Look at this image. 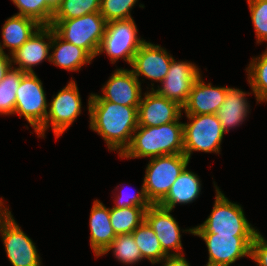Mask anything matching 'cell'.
<instances>
[{"instance_id": "30", "label": "cell", "mask_w": 267, "mask_h": 266, "mask_svg": "<svg viewBox=\"0 0 267 266\" xmlns=\"http://www.w3.org/2000/svg\"><path fill=\"white\" fill-rule=\"evenodd\" d=\"M19 9L17 15L27 16L40 25H51L55 11L46 0H11Z\"/></svg>"}, {"instance_id": "18", "label": "cell", "mask_w": 267, "mask_h": 266, "mask_svg": "<svg viewBox=\"0 0 267 266\" xmlns=\"http://www.w3.org/2000/svg\"><path fill=\"white\" fill-rule=\"evenodd\" d=\"M201 75L195 80L189 98L183 106L186 115L217 114L229 87H213L205 84Z\"/></svg>"}, {"instance_id": "20", "label": "cell", "mask_w": 267, "mask_h": 266, "mask_svg": "<svg viewBox=\"0 0 267 266\" xmlns=\"http://www.w3.org/2000/svg\"><path fill=\"white\" fill-rule=\"evenodd\" d=\"M50 62L68 71H77L93 58L82 48L62 39L52 27Z\"/></svg>"}, {"instance_id": "14", "label": "cell", "mask_w": 267, "mask_h": 266, "mask_svg": "<svg viewBox=\"0 0 267 266\" xmlns=\"http://www.w3.org/2000/svg\"><path fill=\"white\" fill-rule=\"evenodd\" d=\"M172 58L161 46L145 41L134 55L131 71L137 79L143 75L148 80L161 83L169 71Z\"/></svg>"}, {"instance_id": "4", "label": "cell", "mask_w": 267, "mask_h": 266, "mask_svg": "<svg viewBox=\"0 0 267 266\" xmlns=\"http://www.w3.org/2000/svg\"><path fill=\"white\" fill-rule=\"evenodd\" d=\"M106 21L100 12L68 20H52L54 31L65 41L84 49L92 58L96 57Z\"/></svg>"}, {"instance_id": "34", "label": "cell", "mask_w": 267, "mask_h": 266, "mask_svg": "<svg viewBox=\"0 0 267 266\" xmlns=\"http://www.w3.org/2000/svg\"><path fill=\"white\" fill-rule=\"evenodd\" d=\"M257 266H267V241L258 232L251 244V257Z\"/></svg>"}, {"instance_id": "12", "label": "cell", "mask_w": 267, "mask_h": 266, "mask_svg": "<svg viewBox=\"0 0 267 266\" xmlns=\"http://www.w3.org/2000/svg\"><path fill=\"white\" fill-rule=\"evenodd\" d=\"M201 75L199 68L187 61H175L172 58L169 71L158 89L159 95L184 106L189 98L195 80Z\"/></svg>"}, {"instance_id": "9", "label": "cell", "mask_w": 267, "mask_h": 266, "mask_svg": "<svg viewBox=\"0 0 267 266\" xmlns=\"http://www.w3.org/2000/svg\"><path fill=\"white\" fill-rule=\"evenodd\" d=\"M43 83L34 73H24L16 92L14 114L24 116L36 132L45 122L48 112Z\"/></svg>"}, {"instance_id": "21", "label": "cell", "mask_w": 267, "mask_h": 266, "mask_svg": "<svg viewBox=\"0 0 267 266\" xmlns=\"http://www.w3.org/2000/svg\"><path fill=\"white\" fill-rule=\"evenodd\" d=\"M200 182L199 176L187 170L186 167L171 186L166 197L158 205L172 211L178 203L182 205L193 202L199 197Z\"/></svg>"}, {"instance_id": "5", "label": "cell", "mask_w": 267, "mask_h": 266, "mask_svg": "<svg viewBox=\"0 0 267 266\" xmlns=\"http://www.w3.org/2000/svg\"><path fill=\"white\" fill-rule=\"evenodd\" d=\"M189 159L184 154L162 155L150 158L143 181L147 199L158 205L168 194Z\"/></svg>"}, {"instance_id": "17", "label": "cell", "mask_w": 267, "mask_h": 266, "mask_svg": "<svg viewBox=\"0 0 267 266\" xmlns=\"http://www.w3.org/2000/svg\"><path fill=\"white\" fill-rule=\"evenodd\" d=\"M141 82L131 69H116L102 87L103 100L123 106L138 107L142 99Z\"/></svg>"}, {"instance_id": "24", "label": "cell", "mask_w": 267, "mask_h": 266, "mask_svg": "<svg viewBox=\"0 0 267 266\" xmlns=\"http://www.w3.org/2000/svg\"><path fill=\"white\" fill-rule=\"evenodd\" d=\"M132 235L143 259L147 258L152 264H155L163 262L168 256L163 251L155 232L145 220L132 232Z\"/></svg>"}, {"instance_id": "35", "label": "cell", "mask_w": 267, "mask_h": 266, "mask_svg": "<svg viewBox=\"0 0 267 266\" xmlns=\"http://www.w3.org/2000/svg\"><path fill=\"white\" fill-rule=\"evenodd\" d=\"M163 261V266H190L183 254L168 255Z\"/></svg>"}, {"instance_id": "38", "label": "cell", "mask_w": 267, "mask_h": 266, "mask_svg": "<svg viewBox=\"0 0 267 266\" xmlns=\"http://www.w3.org/2000/svg\"><path fill=\"white\" fill-rule=\"evenodd\" d=\"M63 0H46L47 4L54 10L56 11V9L61 5Z\"/></svg>"}, {"instance_id": "33", "label": "cell", "mask_w": 267, "mask_h": 266, "mask_svg": "<svg viewBox=\"0 0 267 266\" xmlns=\"http://www.w3.org/2000/svg\"><path fill=\"white\" fill-rule=\"evenodd\" d=\"M117 198V199H116ZM115 198V208H124V207H150L152 204L147 199L144 185H142L141 191L137 194H129L126 192L121 193Z\"/></svg>"}, {"instance_id": "11", "label": "cell", "mask_w": 267, "mask_h": 266, "mask_svg": "<svg viewBox=\"0 0 267 266\" xmlns=\"http://www.w3.org/2000/svg\"><path fill=\"white\" fill-rule=\"evenodd\" d=\"M0 234L6 255L13 266H41L35 244L22 231L13 215L3 224Z\"/></svg>"}, {"instance_id": "29", "label": "cell", "mask_w": 267, "mask_h": 266, "mask_svg": "<svg viewBox=\"0 0 267 266\" xmlns=\"http://www.w3.org/2000/svg\"><path fill=\"white\" fill-rule=\"evenodd\" d=\"M101 0H63L52 20H68L99 12Z\"/></svg>"}, {"instance_id": "8", "label": "cell", "mask_w": 267, "mask_h": 266, "mask_svg": "<svg viewBox=\"0 0 267 266\" xmlns=\"http://www.w3.org/2000/svg\"><path fill=\"white\" fill-rule=\"evenodd\" d=\"M82 102L75 81L70 82L61 89L50 104L44 124L35 132L38 137H44L45 131L52 125L54 135L58 138L81 114Z\"/></svg>"}, {"instance_id": "27", "label": "cell", "mask_w": 267, "mask_h": 266, "mask_svg": "<svg viewBox=\"0 0 267 266\" xmlns=\"http://www.w3.org/2000/svg\"><path fill=\"white\" fill-rule=\"evenodd\" d=\"M23 71L13 67L5 74L0 82V114H14L16 104V92L21 82Z\"/></svg>"}, {"instance_id": "3", "label": "cell", "mask_w": 267, "mask_h": 266, "mask_svg": "<svg viewBox=\"0 0 267 266\" xmlns=\"http://www.w3.org/2000/svg\"><path fill=\"white\" fill-rule=\"evenodd\" d=\"M214 187L216 196L211 214L201 225L182 231L191 234L256 236L259 231L248 222L241 205L230 202L215 183Z\"/></svg>"}, {"instance_id": "36", "label": "cell", "mask_w": 267, "mask_h": 266, "mask_svg": "<svg viewBox=\"0 0 267 266\" xmlns=\"http://www.w3.org/2000/svg\"><path fill=\"white\" fill-rule=\"evenodd\" d=\"M12 65L10 56L0 51V82L4 78L5 74L10 70Z\"/></svg>"}, {"instance_id": "16", "label": "cell", "mask_w": 267, "mask_h": 266, "mask_svg": "<svg viewBox=\"0 0 267 266\" xmlns=\"http://www.w3.org/2000/svg\"><path fill=\"white\" fill-rule=\"evenodd\" d=\"M51 44L52 26L41 25L18 50L11 54V62L19 65V67L13 68L24 73H34L33 66L38 65L45 59L50 62L51 55H49V51Z\"/></svg>"}, {"instance_id": "22", "label": "cell", "mask_w": 267, "mask_h": 266, "mask_svg": "<svg viewBox=\"0 0 267 266\" xmlns=\"http://www.w3.org/2000/svg\"><path fill=\"white\" fill-rule=\"evenodd\" d=\"M41 25L33 18L21 15H13L4 23L2 29L3 46L0 43V51L4 47L9 48L10 55L18 50Z\"/></svg>"}, {"instance_id": "15", "label": "cell", "mask_w": 267, "mask_h": 266, "mask_svg": "<svg viewBox=\"0 0 267 266\" xmlns=\"http://www.w3.org/2000/svg\"><path fill=\"white\" fill-rule=\"evenodd\" d=\"M171 210L159 205H151L145 212V221L153 229L167 255H181V230ZM172 249V250H171ZM175 250L174 252H172ZM171 251V253H170Z\"/></svg>"}, {"instance_id": "25", "label": "cell", "mask_w": 267, "mask_h": 266, "mask_svg": "<svg viewBox=\"0 0 267 266\" xmlns=\"http://www.w3.org/2000/svg\"><path fill=\"white\" fill-rule=\"evenodd\" d=\"M149 207L110 209V221L116 235L132 233L144 220Z\"/></svg>"}, {"instance_id": "13", "label": "cell", "mask_w": 267, "mask_h": 266, "mask_svg": "<svg viewBox=\"0 0 267 266\" xmlns=\"http://www.w3.org/2000/svg\"><path fill=\"white\" fill-rule=\"evenodd\" d=\"M182 109L177 102L159 95L152 87L150 92L144 93L138 105V126L157 127L171 122H179Z\"/></svg>"}, {"instance_id": "28", "label": "cell", "mask_w": 267, "mask_h": 266, "mask_svg": "<svg viewBox=\"0 0 267 266\" xmlns=\"http://www.w3.org/2000/svg\"><path fill=\"white\" fill-rule=\"evenodd\" d=\"M110 250L113 251L115 258L125 265L136 264L143 259L132 233L117 235L100 256L107 254Z\"/></svg>"}, {"instance_id": "2", "label": "cell", "mask_w": 267, "mask_h": 266, "mask_svg": "<svg viewBox=\"0 0 267 266\" xmlns=\"http://www.w3.org/2000/svg\"><path fill=\"white\" fill-rule=\"evenodd\" d=\"M171 154H184L181 122H171L157 127L138 126L130 145L120 158H152Z\"/></svg>"}, {"instance_id": "19", "label": "cell", "mask_w": 267, "mask_h": 266, "mask_svg": "<svg viewBox=\"0 0 267 266\" xmlns=\"http://www.w3.org/2000/svg\"><path fill=\"white\" fill-rule=\"evenodd\" d=\"M90 245L96 257H99L117 236L110 221V208L99 200H94L90 219Z\"/></svg>"}, {"instance_id": "1", "label": "cell", "mask_w": 267, "mask_h": 266, "mask_svg": "<svg viewBox=\"0 0 267 266\" xmlns=\"http://www.w3.org/2000/svg\"><path fill=\"white\" fill-rule=\"evenodd\" d=\"M137 108L105 101L91 93L88 100L90 129L104 138L110 151L118 150L120 156L138 127Z\"/></svg>"}, {"instance_id": "37", "label": "cell", "mask_w": 267, "mask_h": 266, "mask_svg": "<svg viewBox=\"0 0 267 266\" xmlns=\"http://www.w3.org/2000/svg\"><path fill=\"white\" fill-rule=\"evenodd\" d=\"M3 204V201L0 199V231L3 224L12 216L9 208H6Z\"/></svg>"}, {"instance_id": "32", "label": "cell", "mask_w": 267, "mask_h": 266, "mask_svg": "<svg viewBox=\"0 0 267 266\" xmlns=\"http://www.w3.org/2000/svg\"><path fill=\"white\" fill-rule=\"evenodd\" d=\"M257 43L267 41V0H247Z\"/></svg>"}, {"instance_id": "10", "label": "cell", "mask_w": 267, "mask_h": 266, "mask_svg": "<svg viewBox=\"0 0 267 266\" xmlns=\"http://www.w3.org/2000/svg\"><path fill=\"white\" fill-rule=\"evenodd\" d=\"M202 238L208 249L206 266H231L242 257H251V244L255 236L225 234H193Z\"/></svg>"}, {"instance_id": "31", "label": "cell", "mask_w": 267, "mask_h": 266, "mask_svg": "<svg viewBox=\"0 0 267 266\" xmlns=\"http://www.w3.org/2000/svg\"><path fill=\"white\" fill-rule=\"evenodd\" d=\"M138 0H101L100 14L106 22L131 19V10Z\"/></svg>"}, {"instance_id": "6", "label": "cell", "mask_w": 267, "mask_h": 266, "mask_svg": "<svg viewBox=\"0 0 267 266\" xmlns=\"http://www.w3.org/2000/svg\"><path fill=\"white\" fill-rule=\"evenodd\" d=\"M183 123L184 155L190 160L193 151L219 153L224 130L217 114L186 115Z\"/></svg>"}, {"instance_id": "23", "label": "cell", "mask_w": 267, "mask_h": 266, "mask_svg": "<svg viewBox=\"0 0 267 266\" xmlns=\"http://www.w3.org/2000/svg\"><path fill=\"white\" fill-rule=\"evenodd\" d=\"M246 95V92L238 88H228L225 100L217 112L224 132L228 133L231 128L239 126L247 117L249 105Z\"/></svg>"}, {"instance_id": "7", "label": "cell", "mask_w": 267, "mask_h": 266, "mask_svg": "<svg viewBox=\"0 0 267 266\" xmlns=\"http://www.w3.org/2000/svg\"><path fill=\"white\" fill-rule=\"evenodd\" d=\"M137 32L133 18L107 22L96 56L105 53L112 64L121 58L131 65L134 55L146 41L140 39Z\"/></svg>"}, {"instance_id": "26", "label": "cell", "mask_w": 267, "mask_h": 266, "mask_svg": "<svg viewBox=\"0 0 267 266\" xmlns=\"http://www.w3.org/2000/svg\"><path fill=\"white\" fill-rule=\"evenodd\" d=\"M252 92L257 102L267 101V48L259 57L253 58L246 68Z\"/></svg>"}]
</instances>
